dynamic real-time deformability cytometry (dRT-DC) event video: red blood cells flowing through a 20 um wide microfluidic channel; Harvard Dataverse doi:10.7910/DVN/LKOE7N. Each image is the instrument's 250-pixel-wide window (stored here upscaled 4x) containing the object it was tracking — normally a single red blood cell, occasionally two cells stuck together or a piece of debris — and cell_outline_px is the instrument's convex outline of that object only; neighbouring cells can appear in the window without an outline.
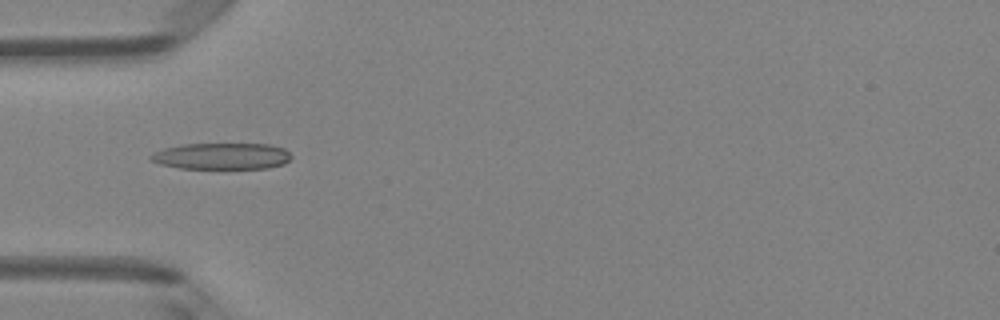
{"species": "Egyptian fruit bat (a non-hibernating species)", "species_latin": "Rousettus aegyptiacus", "temperature_condition": "room temperature", "stored_images_in_passage": 4, "camera_frame_rate_fps": 3000, "um_per_image_px": 0.085, "animal": {"sex": "female"}, "frame": {"image": 1, "passage_image": 4, "time_ms": 4.333, "image_size_px": [1000, 320], "cell_outline_px": [[292, 156], [284, 164], [268, 168], [180, 168], [160, 164], [152, 160], [148, 156], [164, 148], [184, 144], [272, 144], [284, 148]], "centroid_in_image_um": [18.88, 13.27], "position_along_channel_um": 66.1, "area_um2": 21.5}}